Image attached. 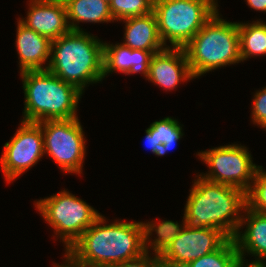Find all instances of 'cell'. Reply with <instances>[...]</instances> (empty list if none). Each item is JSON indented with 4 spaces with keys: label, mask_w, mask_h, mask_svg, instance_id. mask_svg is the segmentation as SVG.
<instances>
[{
    "label": "cell",
    "mask_w": 266,
    "mask_h": 267,
    "mask_svg": "<svg viewBox=\"0 0 266 267\" xmlns=\"http://www.w3.org/2000/svg\"><path fill=\"white\" fill-rule=\"evenodd\" d=\"M64 2L67 10V22L73 31H82L78 24L80 22H114L109 3L104 0H64Z\"/></svg>",
    "instance_id": "ac0fdd59"
},
{
    "label": "cell",
    "mask_w": 266,
    "mask_h": 267,
    "mask_svg": "<svg viewBox=\"0 0 266 267\" xmlns=\"http://www.w3.org/2000/svg\"><path fill=\"white\" fill-rule=\"evenodd\" d=\"M251 119L253 124L266 130V87L254 94Z\"/></svg>",
    "instance_id": "d4e9b609"
},
{
    "label": "cell",
    "mask_w": 266,
    "mask_h": 267,
    "mask_svg": "<svg viewBox=\"0 0 266 267\" xmlns=\"http://www.w3.org/2000/svg\"><path fill=\"white\" fill-rule=\"evenodd\" d=\"M24 90L22 121L71 119L77 116L82 92L48 70L20 72Z\"/></svg>",
    "instance_id": "277c9868"
},
{
    "label": "cell",
    "mask_w": 266,
    "mask_h": 267,
    "mask_svg": "<svg viewBox=\"0 0 266 267\" xmlns=\"http://www.w3.org/2000/svg\"><path fill=\"white\" fill-rule=\"evenodd\" d=\"M42 127L44 154L66 173L81 174L86 152L84 131L78 117L45 120Z\"/></svg>",
    "instance_id": "ba28073f"
},
{
    "label": "cell",
    "mask_w": 266,
    "mask_h": 267,
    "mask_svg": "<svg viewBox=\"0 0 266 267\" xmlns=\"http://www.w3.org/2000/svg\"><path fill=\"white\" fill-rule=\"evenodd\" d=\"M239 230L234 236V241L239 253V259L245 261V253L255 256L251 263H262L266 259V214L244 209ZM246 225L244 233L240 231Z\"/></svg>",
    "instance_id": "5bb4252c"
},
{
    "label": "cell",
    "mask_w": 266,
    "mask_h": 267,
    "mask_svg": "<svg viewBox=\"0 0 266 267\" xmlns=\"http://www.w3.org/2000/svg\"><path fill=\"white\" fill-rule=\"evenodd\" d=\"M241 61L247 58L266 56V24L263 21L239 23Z\"/></svg>",
    "instance_id": "44dd1931"
},
{
    "label": "cell",
    "mask_w": 266,
    "mask_h": 267,
    "mask_svg": "<svg viewBox=\"0 0 266 267\" xmlns=\"http://www.w3.org/2000/svg\"><path fill=\"white\" fill-rule=\"evenodd\" d=\"M197 155L210 170L206 174L200 173L201 177L248 192L257 165L253 164L251 153L245 146L228 144L198 152Z\"/></svg>",
    "instance_id": "9c48e42d"
},
{
    "label": "cell",
    "mask_w": 266,
    "mask_h": 267,
    "mask_svg": "<svg viewBox=\"0 0 266 267\" xmlns=\"http://www.w3.org/2000/svg\"><path fill=\"white\" fill-rule=\"evenodd\" d=\"M111 267H161L158 255L149 256V252H144L140 256L126 260Z\"/></svg>",
    "instance_id": "484cf974"
},
{
    "label": "cell",
    "mask_w": 266,
    "mask_h": 267,
    "mask_svg": "<svg viewBox=\"0 0 266 267\" xmlns=\"http://www.w3.org/2000/svg\"><path fill=\"white\" fill-rule=\"evenodd\" d=\"M262 264L266 267V262L265 261H263Z\"/></svg>",
    "instance_id": "1f68e13d"
},
{
    "label": "cell",
    "mask_w": 266,
    "mask_h": 267,
    "mask_svg": "<svg viewBox=\"0 0 266 267\" xmlns=\"http://www.w3.org/2000/svg\"><path fill=\"white\" fill-rule=\"evenodd\" d=\"M182 221H183L182 225L172 220H163L157 224L154 223V221H150L147 223L142 222L144 228L145 251L149 252L148 249L150 248L151 250L154 251L155 255L160 256L185 227L186 225L185 219ZM154 231L156 232L157 235L155 239L151 241L150 236Z\"/></svg>",
    "instance_id": "ffe728a7"
},
{
    "label": "cell",
    "mask_w": 266,
    "mask_h": 267,
    "mask_svg": "<svg viewBox=\"0 0 266 267\" xmlns=\"http://www.w3.org/2000/svg\"><path fill=\"white\" fill-rule=\"evenodd\" d=\"M144 252L142 222L116 220L107 225L100 215L65 253L86 267H111Z\"/></svg>",
    "instance_id": "6da1fadb"
},
{
    "label": "cell",
    "mask_w": 266,
    "mask_h": 267,
    "mask_svg": "<svg viewBox=\"0 0 266 267\" xmlns=\"http://www.w3.org/2000/svg\"><path fill=\"white\" fill-rule=\"evenodd\" d=\"M248 6L256 11L266 12V0H246Z\"/></svg>",
    "instance_id": "4316f807"
},
{
    "label": "cell",
    "mask_w": 266,
    "mask_h": 267,
    "mask_svg": "<svg viewBox=\"0 0 266 267\" xmlns=\"http://www.w3.org/2000/svg\"><path fill=\"white\" fill-rule=\"evenodd\" d=\"M240 261L233 238H229L219 249L191 261L193 267H235Z\"/></svg>",
    "instance_id": "7402d4cb"
},
{
    "label": "cell",
    "mask_w": 266,
    "mask_h": 267,
    "mask_svg": "<svg viewBox=\"0 0 266 267\" xmlns=\"http://www.w3.org/2000/svg\"><path fill=\"white\" fill-rule=\"evenodd\" d=\"M65 261L63 263V265H57V264H54V267H86V266H83V265H80V264H77L69 255H67L65 253Z\"/></svg>",
    "instance_id": "f1b7e54d"
},
{
    "label": "cell",
    "mask_w": 266,
    "mask_h": 267,
    "mask_svg": "<svg viewBox=\"0 0 266 267\" xmlns=\"http://www.w3.org/2000/svg\"><path fill=\"white\" fill-rule=\"evenodd\" d=\"M0 157L1 170L8 183L33 167L44 155L42 127L37 122L21 121Z\"/></svg>",
    "instance_id": "30bf717a"
},
{
    "label": "cell",
    "mask_w": 266,
    "mask_h": 267,
    "mask_svg": "<svg viewBox=\"0 0 266 267\" xmlns=\"http://www.w3.org/2000/svg\"><path fill=\"white\" fill-rule=\"evenodd\" d=\"M161 267H193L190 262L160 261Z\"/></svg>",
    "instance_id": "83f0119b"
},
{
    "label": "cell",
    "mask_w": 266,
    "mask_h": 267,
    "mask_svg": "<svg viewBox=\"0 0 266 267\" xmlns=\"http://www.w3.org/2000/svg\"><path fill=\"white\" fill-rule=\"evenodd\" d=\"M216 0H154L158 33L162 43L183 48L218 10Z\"/></svg>",
    "instance_id": "8992f818"
},
{
    "label": "cell",
    "mask_w": 266,
    "mask_h": 267,
    "mask_svg": "<svg viewBox=\"0 0 266 267\" xmlns=\"http://www.w3.org/2000/svg\"><path fill=\"white\" fill-rule=\"evenodd\" d=\"M125 23L124 46L131 49L150 51L152 54L164 50L158 33L157 20L154 12L147 15L123 19Z\"/></svg>",
    "instance_id": "e0dca14e"
},
{
    "label": "cell",
    "mask_w": 266,
    "mask_h": 267,
    "mask_svg": "<svg viewBox=\"0 0 266 267\" xmlns=\"http://www.w3.org/2000/svg\"><path fill=\"white\" fill-rule=\"evenodd\" d=\"M26 19L19 21L27 28L47 37L50 41L58 39L71 29L67 22L64 0H30Z\"/></svg>",
    "instance_id": "7c38bea8"
},
{
    "label": "cell",
    "mask_w": 266,
    "mask_h": 267,
    "mask_svg": "<svg viewBox=\"0 0 266 267\" xmlns=\"http://www.w3.org/2000/svg\"><path fill=\"white\" fill-rule=\"evenodd\" d=\"M104 1H106L107 3H110L112 0H104Z\"/></svg>",
    "instance_id": "4dcf8cb0"
},
{
    "label": "cell",
    "mask_w": 266,
    "mask_h": 267,
    "mask_svg": "<svg viewBox=\"0 0 266 267\" xmlns=\"http://www.w3.org/2000/svg\"><path fill=\"white\" fill-rule=\"evenodd\" d=\"M194 78L241 62L237 22L220 18L218 10L183 47Z\"/></svg>",
    "instance_id": "5b68a950"
},
{
    "label": "cell",
    "mask_w": 266,
    "mask_h": 267,
    "mask_svg": "<svg viewBox=\"0 0 266 267\" xmlns=\"http://www.w3.org/2000/svg\"><path fill=\"white\" fill-rule=\"evenodd\" d=\"M246 264V265H245ZM235 267H265L262 263H249L248 261H239Z\"/></svg>",
    "instance_id": "f546056e"
},
{
    "label": "cell",
    "mask_w": 266,
    "mask_h": 267,
    "mask_svg": "<svg viewBox=\"0 0 266 267\" xmlns=\"http://www.w3.org/2000/svg\"><path fill=\"white\" fill-rule=\"evenodd\" d=\"M43 219L53 227L65 244V252L101 215L92 206L69 191L63 190L35 202Z\"/></svg>",
    "instance_id": "52a82bcc"
},
{
    "label": "cell",
    "mask_w": 266,
    "mask_h": 267,
    "mask_svg": "<svg viewBox=\"0 0 266 267\" xmlns=\"http://www.w3.org/2000/svg\"><path fill=\"white\" fill-rule=\"evenodd\" d=\"M228 239L219 229L186 224L159 258L160 261L191 262L216 251Z\"/></svg>",
    "instance_id": "8fae6325"
},
{
    "label": "cell",
    "mask_w": 266,
    "mask_h": 267,
    "mask_svg": "<svg viewBox=\"0 0 266 267\" xmlns=\"http://www.w3.org/2000/svg\"><path fill=\"white\" fill-rule=\"evenodd\" d=\"M247 207L254 212L266 214V171L257 166L252 185L246 193Z\"/></svg>",
    "instance_id": "cb8c5ba5"
},
{
    "label": "cell",
    "mask_w": 266,
    "mask_h": 267,
    "mask_svg": "<svg viewBox=\"0 0 266 267\" xmlns=\"http://www.w3.org/2000/svg\"><path fill=\"white\" fill-rule=\"evenodd\" d=\"M145 131L146 146L157 156H164L184 135L180 123L171 117L153 122Z\"/></svg>",
    "instance_id": "d6986e66"
},
{
    "label": "cell",
    "mask_w": 266,
    "mask_h": 267,
    "mask_svg": "<svg viewBox=\"0 0 266 267\" xmlns=\"http://www.w3.org/2000/svg\"><path fill=\"white\" fill-rule=\"evenodd\" d=\"M194 79L183 48L166 47L152 55L147 80L164 90H173L182 81Z\"/></svg>",
    "instance_id": "4fadbf2b"
},
{
    "label": "cell",
    "mask_w": 266,
    "mask_h": 267,
    "mask_svg": "<svg viewBox=\"0 0 266 267\" xmlns=\"http://www.w3.org/2000/svg\"><path fill=\"white\" fill-rule=\"evenodd\" d=\"M152 55L150 51L131 49L122 43L104 42L103 76L115 71L127 75L140 72L147 79Z\"/></svg>",
    "instance_id": "2e32d148"
},
{
    "label": "cell",
    "mask_w": 266,
    "mask_h": 267,
    "mask_svg": "<svg viewBox=\"0 0 266 267\" xmlns=\"http://www.w3.org/2000/svg\"><path fill=\"white\" fill-rule=\"evenodd\" d=\"M103 53L104 43L96 36L70 30L51 41L47 70L83 93L87 84L104 79Z\"/></svg>",
    "instance_id": "3957f363"
},
{
    "label": "cell",
    "mask_w": 266,
    "mask_h": 267,
    "mask_svg": "<svg viewBox=\"0 0 266 267\" xmlns=\"http://www.w3.org/2000/svg\"><path fill=\"white\" fill-rule=\"evenodd\" d=\"M183 219L193 227L214 228L234 238L247 206L243 190L198 175L186 201ZM240 214V215H239Z\"/></svg>",
    "instance_id": "7a4b0ae2"
},
{
    "label": "cell",
    "mask_w": 266,
    "mask_h": 267,
    "mask_svg": "<svg viewBox=\"0 0 266 267\" xmlns=\"http://www.w3.org/2000/svg\"><path fill=\"white\" fill-rule=\"evenodd\" d=\"M16 49L20 71L47 70L50 62L51 41L17 22ZM49 59V61H48ZM47 65L43 66L45 62Z\"/></svg>",
    "instance_id": "9a60e30c"
},
{
    "label": "cell",
    "mask_w": 266,
    "mask_h": 267,
    "mask_svg": "<svg viewBox=\"0 0 266 267\" xmlns=\"http://www.w3.org/2000/svg\"><path fill=\"white\" fill-rule=\"evenodd\" d=\"M154 0H112L110 12L115 21L143 16L153 12Z\"/></svg>",
    "instance_id": "603a6c76"
}]
</instances>
